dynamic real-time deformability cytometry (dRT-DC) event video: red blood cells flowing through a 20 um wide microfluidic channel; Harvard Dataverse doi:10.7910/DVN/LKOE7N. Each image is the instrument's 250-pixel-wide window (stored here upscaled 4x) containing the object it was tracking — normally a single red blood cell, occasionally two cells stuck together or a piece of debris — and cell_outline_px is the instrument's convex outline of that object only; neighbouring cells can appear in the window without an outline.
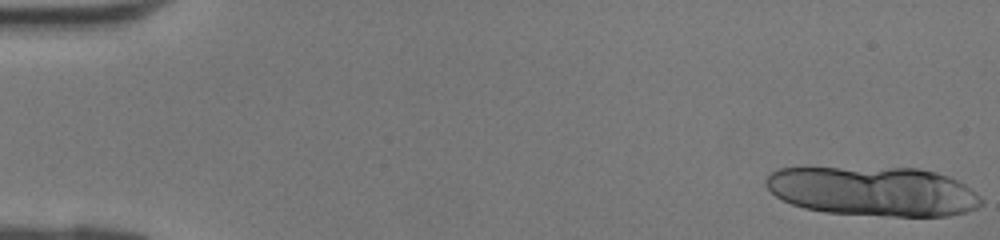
{"species": "human", "species_latin": "Homo sapiens", "temperature_condition": "room temperature", "stored_images_in_passage": 12, "camera_frame_rate_fps": 3000, "um_per_image_px": 0.085, "donor": {"sex": "female"}, "frame": {"image": 1, "passage_image": 1, "time_ms": 0.0, "image_size_px": [1000, 240], "cell_outline_px": [[984, 204], [976, 208], [964, 212], [948, 216], [892, 216], [824, 212], [804, 208], [792, 204], [776, 196], [764, 184], [764, 180], [768, 172], [780, 168], [808, 164], [916, 168], [936, 172], [948, 176], [972, 188], [984, 200]], "centroid_in_image_um": [74.14, 16.19], "position_along_channel_um": 10.9, "area_um2": 64.22}}